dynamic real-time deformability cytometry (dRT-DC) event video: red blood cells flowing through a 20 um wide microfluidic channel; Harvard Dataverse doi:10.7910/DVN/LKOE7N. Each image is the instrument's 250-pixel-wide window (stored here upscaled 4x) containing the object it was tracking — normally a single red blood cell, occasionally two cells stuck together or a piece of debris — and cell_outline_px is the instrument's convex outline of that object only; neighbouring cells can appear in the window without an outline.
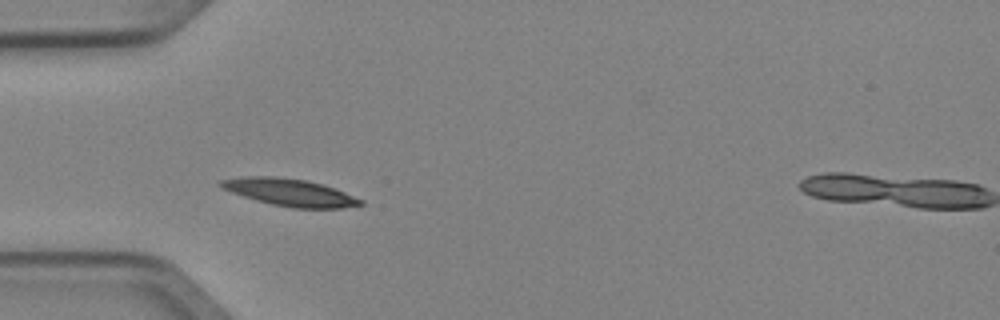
{"species": "Egyptian fruit bat (a non-hibernating species)", "species_latin": "Rousettus aegyptiacus", "temperature_condition": "cold", "stored_images_in_passage": 2, "camera_frame_rate_fps": 3000, "um_per_image_px": 0.085, "animal": {"sex": "female"}, "frame": {"image": 1, "passage_image": 1, "time_ms": 0.0, "image_size_px": [1000, 320], "cell_outline_px": [[364, 204], [344, 208], [292, 208], [272, 204], [256, 200], [220, 188], [216, 184], [220, 180], [248, 176], [272, 176], [308, 180], [324, 184], [364, 200]], "centroid_in_image_um": [24.64, 16.35], "position_along_channel_um": 60.4, "area_um2": 22.25}}
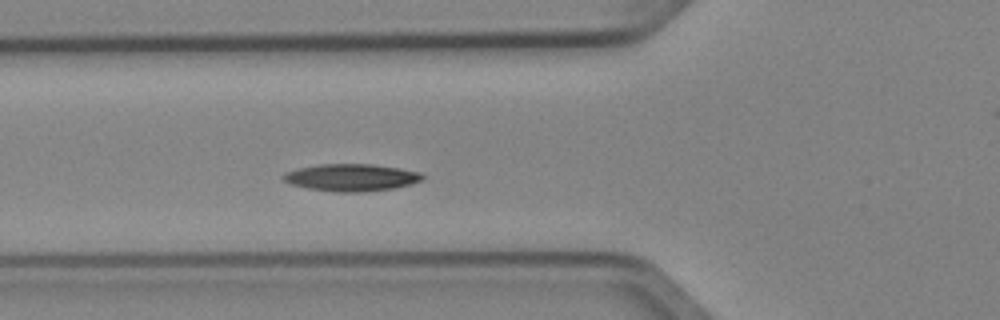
{"frame": {"image": 2, "passage_image": 2, "time_ms": 0.333, "image_size_px": [1000, 320], "cell_outline_px": [[424, 176], [420, 180], [412, 184], [396, 188], [360, 192], [336, 192], [308, 188], [292, 184], [284, 180], [280, 176], [284, 172], [300, 168], [320, 164], [372, 164], [400, 168], [420, 172]], "centroid_in_image_um": [29.87, 15.08], "position_along_channel_um": 95.9, "area_um2": 22.02}}